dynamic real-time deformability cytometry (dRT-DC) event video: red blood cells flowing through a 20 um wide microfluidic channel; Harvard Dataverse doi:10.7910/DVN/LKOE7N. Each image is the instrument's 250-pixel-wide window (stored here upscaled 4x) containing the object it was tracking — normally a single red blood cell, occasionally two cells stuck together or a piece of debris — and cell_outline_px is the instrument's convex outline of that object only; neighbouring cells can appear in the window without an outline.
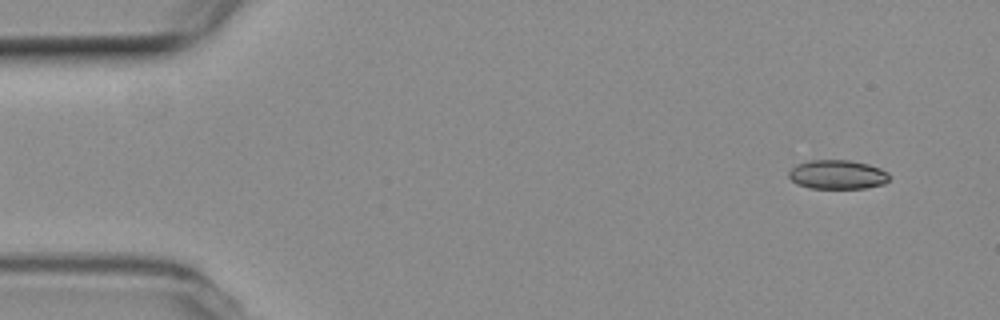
{"species": "common noctule bat (a hibernating species)", "species_latin": "Nyctalus noctula", "temperature_condition": "room temperature", "stored_images_in_passage": 52, "camera_frame_rate_fps": 3000, "um_per_image_px": 0.085, "animal": {"sex": "female", "body_mass_g": 19.3, "forearm_length_mm": 54.1}, "frame": {"image": 1, "passage_image": 2, "time_ms": 0.333, "image_size_px": [1000, 320], "cell_outline_px": [[888, 180], [884, 184], [864, 188], [812, 188], [796, 184], [788, 176], [788, 172], [796, 164], [808, 160], [848, 160], [868, 164], [880, 168], [888, 172]], "centroid_in_image_um": [71.16, 14.83], "position_along_channel_um": 13.8, "area_um2": 17.05}}
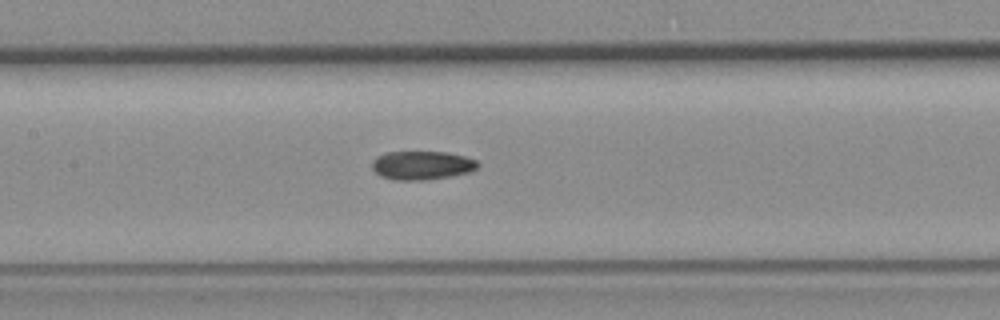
{"frame": {"image": 2, "passage_image": 23, "time_ms": 7.333, "image_size_px": [1000, 320], "cell_outline_px": [[480, 164], [476, 168], [468, 172], [452, 176], [424, 180], [396, 180], [380, 176], [372, 168], [372, 160], [388, 152], [448, 152], [464, 156], [476, 160]], "centroid_in_image_um": [35.87, 14.05], "position_along_channel_um": 171.5, "area_um2": 17.57}}
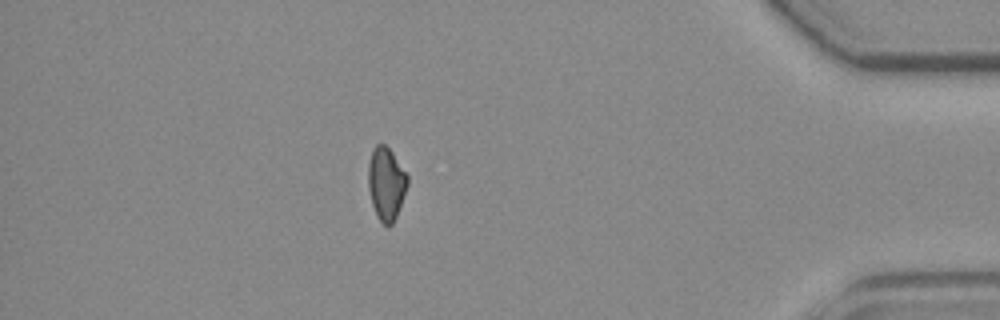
{"frame": {"image": 3, "passage_image": 45, "time_ms": 14.667, "image_size_px": [1000, 320], "cell_outline_px": [[408, 184], [396, 216], [392, 224], [388, 228], [376, 216], [372, 204], [368, 188], [368, 164], [372, 148], [376, 144], [384, 144], [392, 152], [408, 176]], "centroid_in_image_um": [32.8, 15.6], "position_along_channel_um": 402.4, "area_um2": 16.65}, "authors_computed_cell_mechanics": {"area_um2": 17.2533, "velocity_mm_per_s": 3.7979, "shape_relaxation_time_tau1_ms": null, "shape_relaxation_time_tau2_ms": 9.6842, "deformation_change_tau1": null, "deformation_change_tau2": 0.1598}}